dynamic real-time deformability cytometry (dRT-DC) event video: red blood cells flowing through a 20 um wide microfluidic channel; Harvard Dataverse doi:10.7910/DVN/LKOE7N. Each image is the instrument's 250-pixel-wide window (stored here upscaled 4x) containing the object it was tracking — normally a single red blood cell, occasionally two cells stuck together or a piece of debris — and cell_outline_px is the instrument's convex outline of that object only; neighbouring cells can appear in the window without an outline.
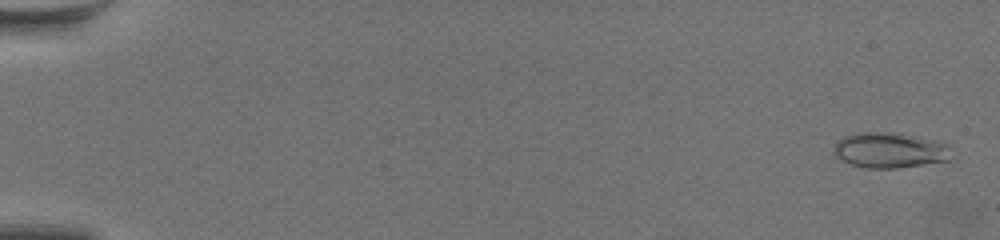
{"species": "common noctule bat (a hibernating species)", "species_latin": "Nyctalus noctula", "temperature_condition": "warm", "stored_images_in_passage": 60, "camera_frame_rate_fps": 3000, "um_per_image_px": 0.085, "animal": {"sex": "female", "body_mass_g": 19.5, "forearm_length_mm": 54.1}, "frame": {"image": 1, "passage_image": 2, "time_ms": 0.333, "image_size_px": [1000, 240], "cell_outline_px": [[948, 160], [896, 168], [868, 168], [852, 164], [836, 156], [836, 144], [844, 136], [864, 132], [876, 132], [900, 136], [944, 144]], "centroid_in_image_um": [75.49, 12.81], "position_along_channel_um": 9.5, "area_um2": 22.25}}
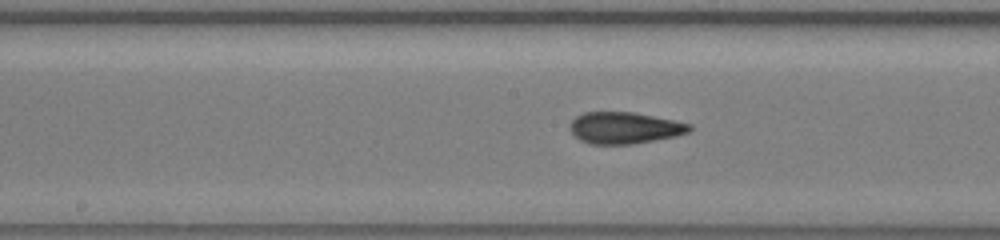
{"frame": {"image": 2, "passage_image": 33, "time_ms": 10.667, "image_size_px": [1000, 240], "cell_outline_px": [[692, 128], [688, 132], [676, 136], [656, 140], [632, 144], [588, 144], [580, 140], [572, 132], [572, 120], [576, 116], [584, 112], [632, 112], [692, 124]], "centroid_in_image_um": [53.1, 10.87], "position_along_channel_um": 195.1, "area_um2": 21.79}}
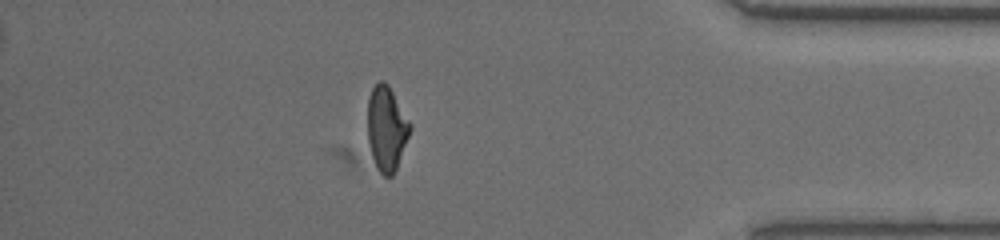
{"frame": {"image": 3, "passage_image": 53, "time_ms": 17.333, "image_size_px": [1000, 240], "cell_outline_px": [[412, 128], [396, 168], [392, 176], [384, 176], [376, 168], [372, 156], [368, 140], [368, 96], [372, 88], [380, 80], [384, 80], [388, 84], [412, 124]], "centroid_in_image_um": [32.86, 10.9], "position_along_channel_um": 402.3, "area_um2": 20.92}, "authors_computed_cell_mechanics": {"area_um2": 21.3282, "velocity_mm_per_s": 3.5601, "shape_relaxation_time_tau1_ms": 6.6337, "shape_relaxation_time_tau2_ms": 1.2254, "deformation_change_tau1": 0.2059, "deformation_change_tau2": 0.0772}}